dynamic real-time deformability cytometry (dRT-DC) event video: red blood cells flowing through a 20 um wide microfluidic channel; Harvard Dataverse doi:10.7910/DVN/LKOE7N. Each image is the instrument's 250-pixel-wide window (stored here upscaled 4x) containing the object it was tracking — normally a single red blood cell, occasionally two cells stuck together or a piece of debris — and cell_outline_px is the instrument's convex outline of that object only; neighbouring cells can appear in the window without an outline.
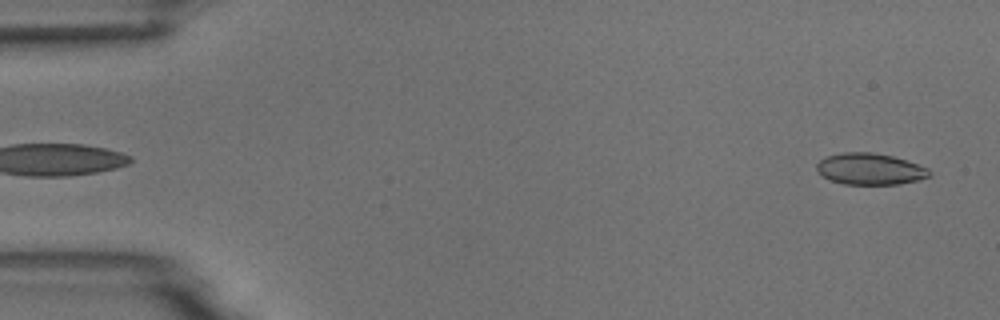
{"species": "common noctule bat (a hibernating species)", "species_latin": "Nyctalus noctula", "temperature_condition": "room temperature", "stored_images_in_passage": 5, "segment_of_instrument_passage": [2, 2], "camera_frame_rate_fps": 3000, "um_per_image_px": 0.085, "animal": {"sex": "male", "body_mass_g": 18.8}, "frame": {"image": 1, "passage_image": 5, "time_ms": 4.667, "image_size_px": [1000, 320], "cell_outline_px": [[932, 176], [900, 184], [844, 184], [832, 180], [824, 176], [816, 168], [816, 164], [820, 160], [828, 156], [844, 152], [872, 152], [892, 156], [928, 168], [932, 172]], "centroid_in_image_um": [73.97, 14.36], "position_along_channel_um": 11.0, "area_um2": 20.4}}